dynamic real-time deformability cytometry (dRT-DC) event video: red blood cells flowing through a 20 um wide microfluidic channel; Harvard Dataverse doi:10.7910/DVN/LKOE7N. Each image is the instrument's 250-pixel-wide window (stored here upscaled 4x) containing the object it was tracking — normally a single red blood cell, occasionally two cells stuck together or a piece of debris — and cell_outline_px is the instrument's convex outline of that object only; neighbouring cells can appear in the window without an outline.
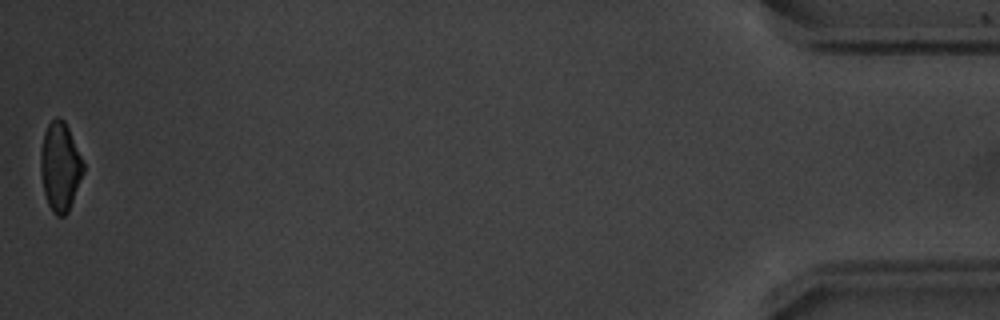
{"species": "common noctule bat (a hibernating species)", "species_latin": "Nyctalus noctula", "temperature_condition": "warm", "stored_images_in_passage": 53, "camera_frame_rate_fps": 3000, "um_per_image_px": 0.085, "animal": {"sex": "male", "body_mass_g": 20.1, "forearm_length_mm": 53.5}, "frame": {"image": 1, "passage_image": 53, "time_ms": 17.333, "image_size_px": [1000, 320], "cell_outline_px": [[84, 172], [68, 212], [64, 216], [56, 216], [52, 212], [48, 204], [44, 192], [40, 168], [40, 152], [44, 132], [48, 124], [56, 116], [60, 116], [64, 120], [68, 128], [84, 164]], "centroid_in_image_um": [5.1, 14.17], "position_along_channel_um": 430.1, "area_um2": 22.02}, "authors_computed_cell_mechanics": {"area_um2": 22.7732, "velocity_mm_per_s": 3.8163, "shape_relaxation_time_tau1_ms": 2.7846, "shape_relaxation_time_tau2_ms": 2.546, "deformation_change_tau1": 0.1379, "deformation_change_tau2": 0.068}}